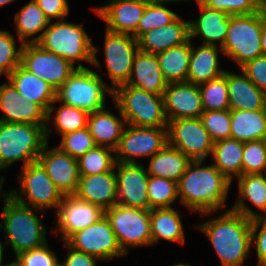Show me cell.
<instances>
[{
	"mask_svg": "<svg viewBox=\"0 0 266 266\" xmlns=\"http://www.w3.org/2000/svg\"><path fill=\"white\" fill-rule=\"evenodd\" d=\"M192 161L177 183L180 202L190 211L208 216L226 206L230 182L213 164Z\"/></svg>",
	"mask_w": 266,
	"mask_h": 266,
	"instance_id": "cell-1",
	"label": "cell"
},
{
	"mask_svg": "<svg viewBox=\"0 0 266 266\" xmlns=\"http://www.w3.org/2000/svg\"><path fill=\"white\" fill-rule=\"evenodd\" d=\"M197 227L211 242L221 266H243L253 246L251 219L228 209Z\"/></svg>",
	"mask_w": 266,
	"mask_h": 266,
	"instance_id": "cell-2",
	"label": "cell"
},
{
	"mask_svg": "<svg viewBox=\"0 0 266 266\" xmlns=\"http://www.w3.org/2000/svg\"><path fill=\"white\" fill-rule=\"evenodd\" d=\"M3 198L4 206L1 213L3 221L0 222V228L6 235L4 244L12 247L15 256L48 243L47 228L35 211L38 209L17 202L7 192Z\"/></svg>",
	"mask_w": 266,
	"mask_h": 266,
	"instance_id": "cell-3",
	"label": "cell"
},
{
	"mask_svg": "<svg viewBox=\"0 0 266 266\" xmlns=\"http://www.w3.org/2000/svg\"><path fill=\"white\" fill-rule=\"evenodd\" d=\"M37 44L46 51L64 57L72 65L77 61V68H86L80 63L82 60L101 69L96 57L98 49L82 24L69 23L65 19L50 21Z\"/></svg>",
	"mask_w": 266,
	"mask_h": 266,
	"instance_id": "cell-4",
	"label": "cell"
},
{
	"mask_svg": "<svg viewBox=\"0 0 266 266\" xmlns=\"http://www.w3.org/2000/svg\"><path fill=\"white\" fill-rule=\"evenodd\" d=\"M46 126L0 122V170L21 159L22 167L38 161L47 144Z\"/></svg>",
	"mask_w": 266,
	"mask_h": 266,
	"instance_id": "cell-5",
	"label": "cell"
},
{
	"mask_svg": "<svg viewBox=\"0 0 266 266\" xmlns=\"http://www.w3.org/2000/svg\"><path fill=\"white\" fill-rule=\"evenodd\" d=\"M112 98L126 124L151 128L168 126L163 95L123 84L113 90Z\"/></svg>",
	"mask_w": 266,
	"mask_h": 266,
	"instance_id": "cell-6",
	"label": "cell"
},
{
	"mask_svg": "<svg viewBox=\"0 0 266 266\" xmlns=\"http://www.w3.org/2000/svg\"><path fill=\"white\" fill-rule=\"evenodd\" d=\"M113 90L90 68H76L69 78L56 90V100L88 113L105 108L107 94Z\"/></svg>",
	"mask_w": 266,
	"mask_h": 266,
	"instance_id": "cell-7",
	"label": "cell"
},
{
	"mask_svg": "<svg viewBox=\"0 0 266 266\" xmlns=\"http://www.w3.org/2000/svg\"><path fill=\"white\" fill-rule=\"evenodd\" d=\"M18 183L21 192L17 189L7 192L17 202L43 211L56 208L57 212L64 196L39 161L22 167Z\"/></svg>",
	"mask_w": 266,
	"mask_h": 266,
	"instance_id": "cell-8",
	"label": "cell"
},
{
	"mask_svg": "<svg viewBox=\"0 0 266 266\" xmlns=\"http://www.w3.org/2000/svg\"><path fill=\"white\" fill-rule=\"evenodd\" d=\"M262 21L258 12L249 15H230L229 28L222 53L238 67L262 55Z\"/></svg>",
	"mask_w": 266,
	"mask_h": 266,
	"instance_id": "cell-9",
	"label": "cell"
},
{
	"mask_svg": "<svg viewBox=\"0 0 266 266\" xmlns=\"http://www.w3.org/2000/svg\"><path fill=\"white\" fill-rule=\"evenodd\" d=\"M104 215L125 254H128L129 247L152 246L149 209L116 204L104 211Z\"/></svg>",
	"mask_w": 266,
	"mask_h": 266,
	"instance_id": "cell-10",
	"label": "cell"
},
{
	"mask_svg": "<svg viewBox=\"0 0 266 266\" xmlns=\"http://www.w3.org/2000/svg\"><path fill=\"white\" fill-rule=\"evenodd\" d=\"M168 144L167 127H135L126 124L115 149L116 162L139 163L137 158L153 157Z\"/></svg>",
	"mask_w": 266,
	"mask_h": 266,
	"instance_id": "cell-11",
	"label": "cell"
},
{
	"mask_svg": "<svg viewBox=\"0 0 266 266\" xmlns=\"http://www.w3.org/2000/svg\"><path fill=\"white\" fill-rule=\"evenodd\" d=\"M167 129L168 144L192 161H204L211 155L214 143L200 118L170 120Z\"/></svg>",
	"mask_w": 266,
	"mask_h": 266,
	"instance_id": "cell-12",
	"label": "cell"
},
{
	"mask_svg": "<svg viewBox=\"0 0 266 266\" xmlns=\"http://www.w3.org/2000/svg\"><path fill=\"white\" fill-rule=\"evenodd\" d=\"M20 65L57 90L75 71L64 57L44 50L37 43L23 44Z\"/></svg>",
	"mask_w": 266,
	"mask_h": 266,
	"instance_id": "cell-13",
	"label": "cell"
},
{
	"mask_svg": "<svg viewBox=\"0 0 266 266\" xmlns=\"http://www.w3.org/2000/svg\"><path fill=\"white\" fill-rule=\"evenodd\" d=\"M65 242L70 247L100 260L107 261L126 255L105 215L94 224L72 234Z\"/></svg>",
	"mask_w": 266,
	"mask_h": 266,
	"instance_id": "cell-14",
	"label": "cell"
},
{
	"mask_svg": "<svg viewBox=\"0 0 266 266\" xmlns=\"http://www.w3.org/2000/svg\"><path fill=\"white\" fill-rule=\"evenodd\" d=\"M104 54L111 89L127 84L134 58L139 51L137 39L130 34L113 33L106 30Z\"/></svg>",
	"mask_w": 266,
	"mask_h": 266,
	"instance_id": "cell-15",
	"label": "cell"
},
{
	"mask_svg": "<svg viewBox=\"0 0 266 266\" xmlns=\"http://www.w3.org/2000/svg\"><path fill=\"white\" fill-rule=\"evenodd\" d=\"M117 204L149 209L147 193L149 174L142 163L116 162Z\"/></svg>",
	"mask_w": 266,
	"mask_h": 266,
	"instance_id": "cell-16",
	"label": "cell"
},
{
	"mask_svg": "<svg viewBox=\"0 0 266 266\" xmlns=\"http://www.w3.org/2000/svg\"><path fill=\"white\" fill-rule=\"evenodd\" d=\"M104 216V210L86 202L76 195L63 197L56 212L57 227L54 230L65 242L72 234L94 224Z\"/></svg>",
	"mask_w": 266,
	"mask_h": 266,
	"instance_id": "cell-17",
	"label": "cell"
},
{
	"mask_svg": "<svg viewBox=\"0 0 266 266\" xmlns=\"http://www.w3.org/2000/svg\"><path fill=\"white\" fill-rule=\"evenodd\" d=\"M48 147L47 143L38 161L63 196L75 195L80 179L77 159L62 152L57 146L51 149Z\"/></svg>",
	"mask_w": 266,
	"mask_h": 266,
	"instance_id": "cell-18",
	"label": "cell"
},
{
	"mask_svg": "<svg viewBox=\"0 0 266 266\" xmlns=\"http://www.w3.org/2000/svg\"><path fill=\"white\" fill-rule=\"evenodd\" d=\"M146 5L141 0H107L105 5L93 9L106 22V30L130 34L136 39V29Z\"/></svg>",
	"mask_w": 266,
	"mask_h": 266,
	"instance_id": "cell-19",
	"label": "cell"
},
{
	"mask_svg": "<svg viewBox=\"0 0 266 266\" xmlns=\"http://www.w3.org/2000/svg\"><path fill=\"white\" fill-rule=\"evenodd\" d=\"M0 111V122L47 125V113L22 97L9 81L0 85Z\"/></svg>",
	"mask_w": 266,
	"mask_h": 266,
	"instance_id": "cell-20",
	"label": "cell"
},
{
	"mask_svg": "<svg viewBox=\"0 0 266 266\" xmlns=\"http://www.w3.org/2000/svg\"><path fill=\"white\" fill-rule=\"evenodd\" d=\"M163 99L168 121L200 118L204 112L199 86L192 83H168L163 93Z\"/></svg>",
	"mask_w": 266,
	"mask_h": 266,
	"instance_id": "cell-21",
	"label": "cell"
},
{
	"mask_svg": "<svg viewBox=\"0 0 266 266\" xmlns=\"http://www.w3.org/2000/svg\"><path fill=\"white\" fill-rule=\"evenodd\" d=\"M75 195L106 211L117 204V179L113 171L80 176Z\"/></svg>",
	"mask_w": 266,
	"mask_h": 266,
	"instance_id": "cell-22",
	"label": "cell"
},
{
	"mask_svg": "<svg viewBox=\"0 0 266 266\" xmlns=\"http://www.w3.org/2000/svg\"><path fill=\"white\" fill-rule=\"evenodd\" d=\"M190 39L189 21L178 16L168 25L143 33L138 39L140 51L157 54L186 43Z\"/></svg>",
	"mask_w": 266,
	"mask_h": 266,
	"instance_id": "cell-23",
	"label": "cell"
},
{
	"mask_svg": "<svg viewBox=\"0 0 266 266\" xmlns=\"http://www.w3.org/2000/svg\"><path fill=\"white\" fill-rule=\"evenodd\" d=\"M196 2L201 13L198 19L189 21L190 39L202 37V44H218L222 48L228 33L230 15L224 11L210 9L197 0Z\"/></svg>",
	"mask_w": 266,
	"mask_h": 266,
	"instance_id": "cell-24",
	"label": "cell"
},
{
	"mask_svg": "<svg viewBox=\"0 0 266 266\" xmlns=\"http://www.w3.org/2000/svg\"><path fill=\"white\" fill-rule=\"evenodd\" d=\"M239 197L231 210L243 215L248 219L266 217V173L265 174H244L238 177ZM245 200L251 202L263 213L255 212Z\"/></svg>",
	"mask_w": 266,
	"mask_h": 266,
	"instance_id": "cell-25",
	"label": "cell"
},
{
	"mask_svg": "<svg viewBox=\"0 0 266 266\" xmlns=\"http://www.w3.org/2000/svg\"><path fill=\"white\" fill-rule=\"evenodd\" d=\"M241 74L227 70V85L230 110H263L266 108V93L259 89L240 69Z\"/></svg>",
	"mask_w": 266,
	"mask_h": 266,
	"instance_id": "cell-26",
	"label": "cell"
},
{
	"mask_svg": "<svg viewBox=\"0 0 266 266\" xmlns=\"http://www.w3.org/2000/svg\"><path fill=\"white\" fill-rule=\"evenodd\" d=\"M127 85L163 95L168 83L164 79L156 54L138 51Z\"/></svg>",
	"mask_w": 266,
	"mask_h": 266,
	"instance_id": "cell-27",
	"label": "cell"
},
{
	"mask_svg": "<svg viewBox=\"0 0 266 266\" xmlns=\"http://www.w3.org/2000/svg\"><path fill=\"white\" fill-rule=\"evenodd\" d=\"M7 80L26 100L37 103L46 113L56 100V90L47 82L30 73L21 65L17 66Z\"/></svg>",
	"mask_w": 266,
	"mask_h": 266,
	"instance_id": "cell-28",
	"label": "cell"
},
{
	"mask_svg": "<svg viewBox=\"0 0 266 266\" xmlns=\"http://www.w3.org/2000/svg\"><path fill=\"white\" fill-rule=\"evenodd\" d=\"M218 47L208 44L195 47L192 43L186 82L200 85L224 74L225 70L220 69L218 58L222 48Z\"/></svg>",
	"mask_w": 266,
	"mask_h": 266,
	"instance_id": "cell-29",
	"label": "cell"
},
{
	"mask_svg": "<svg viewBox=\"0 0 266 266\" xmlns=\"http://www.w3.org/2000/svg\"><path fill=\"white\" fill-rule=\"evenodd\" d=\"M117 110L120 117L107 111L106 107L89 113L87 127L96 146L109 147L113 150L117 148L126 126L124 117L119 109Z\"/></svg>",
	"mask_w": 266,
	"mask_h": 266,
	"instance_id": "cell-30",
	"label": "cell"
},
{
	"mask_svg": "<svg viewBox=\"0 0 266 266\" xmlns=\"http://www.w3.org/2000/svg\"><path fill=\"white\" fill-rule=\"evenodd\" d=\"M230 138L240 142L266 140V108L263 110H231Z\"/></svg>",
	"mask_w": 266,
	"mask_h": 266,
	"instance_id": "cell-31",
	"label": "cell"
},
{
	"mask_svg": "<svg viewBox=\"0 0 266 266\" xmlns=\"http://www.w3.org/2000/svg\"><path fill=\"white\" fill-rule=\"evenodd\" d=\"M179 212L173 208L150 210V229L152 245L163 239L168 242L184 244L185 234Z\"/></svg>",
	"mask_w": 266,
	"mask_h": 266,
	"instance_id": "cell-32",
	"label": "cell"
},
{
	"mask_svg": "<svg viewBox=\"0 0 266 266\" xmlns=\"http://www.w3.org/2000/svg\"><path fill=\"white\" fill-rule=\"evenodd\" d=\"M15 30L21 44L37 43L49 20L35 0H30L24 7L17 11L14 16ZM38 33H41L38 35ZM37 34L36 36H34Z\"/></svg>",
	"mask_w": 266,
	"mask_h": 266,
	"instance_id": "cell-33",
	"label": "cell"
},
{
	"mask_svg": "<svg viewBox=\"0 0 266 266\" xmlns=\"http://www.w3.org/2000/svg\"><path fill=\"white\" fill-rule=\"evenodd\" d=\"M191 162L189 157L167 144L150 158L147 172L149 176L162 177L178 183Z\"/></svg>",
	"mask_w": 266,
	"mask_h": 266,
	"instance_id": "cell-34",
	"label": "cell"
},
{
	"mask_svg": "<svg viewBox=\"0 0 266 266\" xmlns=\"http://www.w3.org/2000/svg\"><path fill=\"white\" fill-rule=\"evenodd\" d=\"M192 40L156 54L167 83L186 82L191 57Z\"/></svg>",
	"mask_w": 266,
	"mask_h": 266,
	"instance_id": "cell-35",
	"label": "cell"
},
{
	"mask_svg": "<svg viewBox=\"0 0 266 266\" xmlns=\"http://www.w3.org/2000/svg\"><path fill=\"white\" fill-rule=\"evenodd\" d=\"M214 166L230 181L242 175L243 142L227 138L215 142L211 153Z\"/></svg>",
	"mask_w": 266,
	"mask_h": 266,
	"instance_id": "cell-36",
	"label": "cell"
},
{
	"mask_svg": "<svg viewBox=\"0 0 266 266\" xmlns=\"http://www.w3.org/2000/svg\"><path fill=\"white\" fill-rule=\"evenodd\" d=\"M56 106L53 104L49 107L47 112V126H46V140L48 143V138L51 135V128L49 127V122L52 117V113L55 112L53 125L55 127L54 130L57 131L61 136L74 132L76 130L83 129L87 127L89 113L73 106H68L62 104L60 107L55 109Z\"/></svg>",
	"mask_w": 266,
	"mask_h": 266,
	"instance_id": "cell-37",
	"label": "cell"
},
{
	"mask_svg": "<svg viewBox=\"0 0 266 266\" xmlns=\"http://www.w3.org/2000/svg\"><path fill=\"white\" fill-rule=\"evenodd\" d=\"M112 153H115V150L109 147L95 146L80 156L77 159L80 176L113 171L115 169L116 158L115 154L112 155Z\"/></svg>",
	"mask_w": 266,
	"mask_h": 266,
	"instance_id": "cell-38",
	"label": "cell"
},
{
	"mask_svg": "<svg viewBox=\"0 0 266 266\" xmlns=\"http://www.w3.org/2000/svg\"><path fill=\"white\" fill-rule=\"evenodd\" d=\"M199 86L204 111L228 110L229 96L227 71L216 79L202 83Z\"/></svg>",
	"mask_w": 266,
	"mask_h": 266,
	"instance_id": "cell-39",
	"label": "cell"
},
{
	"mask_svg": "<svg viewBox=\"0 0 266 266\" xmlns=\"http://www.w3.org/2000/svg\"><path fill=\"white\" fill-rule=\"evenodd\" d=\"M147 193L149 198V210L173 208L171 204L179 198L176 182L156 176H149Z\"/></svg>",
	"mask_w": 266,
	"mask_h": 266,
	"instance_id": "cell-40",
	"label": "cell"
},
{
	"mask_svg": "<svg viewBox=\"0 0 266 266\" xmlns=\"http://www.w3.org/2000/svg\"><path fill=\"white\" fill-rule=\"evenodd\" d=\"M213 143L230 138L231 110L204 111L200 116Z\"/></svg>",
	"mask_w": 266,
	"mask_h": 266,
	"instance_id": "cell-41",
	"label": "cell"
},
{
	"mask_svg": "<svg viewBox=\"0 0 266 266\" xmlns=\"http://www.w3.org/2000/svg\"><path fill=\"white\" fill-rule=\"evenodd\" d=\"M163 5L164 4L146 5L142 18L136 29V39H138L143 33L154 28L170 24L178 17L177 13H174Z\"/></svg>",
	"mask_w": 266,
	"mask_h": 266,
	"instance_id": "cell-42",
	"label": "cell"
},
{
	"mask_svg": "<svg viewBox=\"0 0 266 266\" xmlns=\"http://www.w3.org/2000/svg\"><path fill=\"white\" fill-rule=\"evenodd\" d=\"M266 173V140L243 143L242 175Z\"/></svg>",
	"mask_w": 266,
	"mask_h": 266,
	"instance_id": "cell-43",
	"label": "cell"
},
{
	"mask_svg": "<svg viewBox=\"0 0 266 266\" xmlns=\"http://www.w3.org/2000/svg\"><path fill=\"white\" fill-rule=\"evenodd\" d=\"M23 44L17 48L14 35L7 30H0V76H8L20 65Z\"/></svg>",
	"mask_w": 266,
	"mask_h": 266,
	"instance_id": "cell-44",
	"label": "cell"
},
{
	"mask_svg": "<svg viewBox=\"0 0 266 266\" xmlns=\"http://www.w3.org/2000/svg\"><path fill=\"white\" fill-rule=\"evenodd\" d=\"M96 146L88 127L62 136L60 145L57 146L62 152L69 154L71 157L78 159L87 151Z\"/></svg>",
	"mask_w": 266,
	"mask_h": 266,
	"instance_id": "cell-45",
	"label": "cell"
},
{
	"mask_svg": "<svg viewBox=\"0 0 266 266\" xmlns=\"http://www.w3.org/2000/svg\"><path fill=\"white\" fill-rule=\"evenodd\" d=\"M213 10L226 12L228 15H249L258 12V0H197Z\"/></svg>",
	"mask_w": 266,
	"mask_h": 266,
	"instance_id": "cell-46",
	"label": "cell"
},
{
	"mask_svg": "<svg viewBox=\"0 0 266 266\" xmlns=\"http://www.w3.org/2000/svg\"><path fill=\"white\" fill-rule=\"evenodd\" d=\"M15 257L18 266H55L59 262L56 253L47 243L39 248L19 253Z\"/></svg>",
	"mask_w": 266,
	"mask_h": 266,
	"instance_id": "cell-47",
	"label": "cell"
},
{
	"mask_svg": "<svg viewBox=\"0 0 266 266\" xmlns=\"http://www.w3.org/2000/svg\"><path fill=\"white\" fill-rule=\"evenodd\" d=\"M251 244H255L257 266H266V217L251 220Z\"/></svg>",
	"mask_w": 266,
	"mask_h": 266,
	"instance_id": "cell-48",
	"label": "cell"
},
{
	"mask_svg": "<svg viewBox=\"0 0 266 266\" xmlns=\"http://www.w3.org/2000/svg\"><path fill=\"white\" fill-rule=\"evenodd\" d=\"M240 69L259 89L266 93V56L261 55L249 60Z\"/></svg>",
	"mask_w": 266,
	"mask_h": 266,
	"instance_id": "cell-49",
	"label": "cell"
},
{
	"mask_svg": "<svg viewBox=\"0 0 266 266\" xmlns=\"http://www.w3.org/2000/svg\"><path fill=\"white\" fill-rule=\"evenodd\" d=\"M49 21L65 19L70 9L67 0H35Z\"/></svg>",
	"mask_w": 266,
	"mask_h": 266,
	"instance_id": "cell-50",
	"label": "cell"
},
{
	"mask_svg": "<svg viewBox=\"0 0 266 266\" xmlns=\"http://www.w3.org/2000/svg\"><path fill=\"white\" fill-rule=\"evenodd\" d=\"M66 246L68 254L63 262H60L62 266H96V262L99 258L78 251L70 247L66 242H63Z\"/></svg>",
	"mask_w": 266,
	"mask_h": 266,
	"instance_id": "cell-51",
	"label": "cell"
},
{
	"mask_svg": "<svg viewBox=\"0 0 266 266\" xmlns=\"http://www.w3.org/2000/svg\"><path fill=\"white\" fill-rule=\"evenodd\" d=\"M258 14L262 23H266V0H258Z\"/></svg>",
	"mask_w": 266,
	"mask_h": 266,
	"instance_id": "cell-52",
	"label": "cell"
},
{
	"mask_svg": "<svg viewBox=\"0 0 266 266\" xmlns=\"http://www.w3.org/2000/svg\"><path fill=\"white\" fill-rule=\"evenodd\" d=\"M260 44L262 49V55L266 56V23H262V35Z\"/></svg>",
	"mask_w": 266,
	"mask_h": 266,
	"instance_id": "cell-53",
	"label": "cell"
},
{
	"mask_svg": "<svg viewBox=\"0 0 266 266\" xmlns=\"http://www.w3.org/2000/svg\"><path fill=\"white\" fill-rule=\"evenodd\" d=\"M145 4H166L172 2H185L186 0H141Z\"/></svg>",
	"mask_w": 266,
	"mask_h": 266,
	"instance_id": "cell-54",
	"label": "cell"
},
{
	"mask_svg": "<svg viewBox=\"0 0 266 266\" xmlns=\"http://www.w3.org/2000/svg\"><path fill=\"white\" fill-rule=\"evenodd\" d=\"M6 247L5 244L2 243V241L0 240V265H2L3 263V259H4V248Z\"/></svg>",
	"mask_w": 266,
	"mask_h": 266,
	"instance_id": "cell-55",
	"label": "cell"
},
{
	"mask_svg": "<svg viewBox=\"0 0 266 266\" xmlns=\"http://www.w3.org/2000/svg\"><path fill=\"white\" fill-rule=\"evenodd\" d=\"M4 181H5V178L1 176V178H0V193H1V195L2 194L4 195L6 193V192H4V193L2 192V184L4 183Z\"/></svg>",
	"mask_w": 266,
	"mask_h": 266,
	"instance_id": "cell-56",
	"label": "cell"
},
{
	"mask_svg": "<svg viewBox=\"0 0 266 266\" xmlns=\"http://www.w3.org/2000/svg\"><path fill=\"white\" fill-rule=\"evenodd\" d=\"M0 266H18V264L15 262V260H13L12 262L8 263V264H2Z\"/></svg>",
	"mask_w": 266,
	"mask_h": 266,
	"instance_id": "cell-57",
	"label": "cell"
},
{
	"mask_svg": "<svg viewBox=\"0 0 266 266\" xmlns=\"http://www.w3.org/2000/svg\"><path fill=\"white\" fill-rule=\"evenodd\" d=\"M12 1H14V0H0V6H3V5H5V4H9V3H11Z\"/></svg>",
	"mask_w": 266,
	"mask_h": 266,
	"instance_id": "cell-58",
	"label": "cell"
},
{
	"mask_svg": "<svg viewBox=\"0 0 266 266\" xmlns=\"http://www.w3.org/2000/svg\"><path fill=\"white\" fill-rule=\"evenodd\" d=\"M173 266H191V265L190 264L178 263V264H175Z\"/></svg>",
	"mask_w": 266,
	"mask_h": 266,
	"instance_id": "cell-59",
	"label": "cell"
},
{
	"mask_svg": "<svg viewBox=\"0 0 266 266\" xmlns=\"http://www.w3.org/2000/svg\"><path fill=\"white\" fill-rule=\"evenodd\" d=\"M55 266H62L60 262H58Z\"/></svg>",
	"mask_w": 266,
	"mask_h": 266,
	"instance_id": "cell-60",
	"label": "cell"
}]
</instances>
